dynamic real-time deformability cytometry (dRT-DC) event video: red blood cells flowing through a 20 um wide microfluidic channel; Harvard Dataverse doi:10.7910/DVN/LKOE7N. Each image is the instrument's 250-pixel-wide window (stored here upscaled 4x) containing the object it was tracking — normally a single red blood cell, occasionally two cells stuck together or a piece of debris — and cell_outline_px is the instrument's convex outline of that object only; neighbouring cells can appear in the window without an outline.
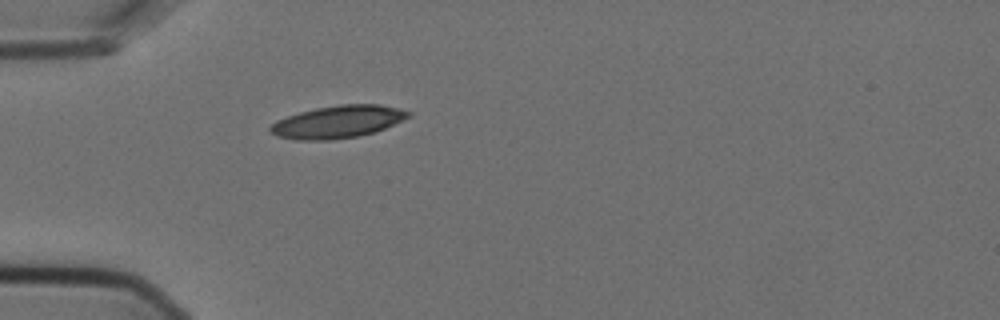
{"species": "Egyptian fruit bat (a non-hibernating species)", "species_latin": "Rousettus aegyptiacus", "temperature_condition": "cold", "stored_images_in_passage": 1, "camera_frame_rate_fps": 3000, "um_per_image_px": 0.085, "animal": {"sex": "female"}, "frame": {"image": 1, "passage_image": 1, "time_ms": 0.0, "image_size_px": [1000, 320], "cell_outline_px": [[412, 112], [408, 116], [384, 128], [372, 132], [356, 136], [328, 140], [296, 140], [276, 136], [268, 132], [268, 128], [276, 120], [300, 112], [316, 108], [340, 104], [380, 104]], "centroid_in_image_um": [28.63, 10.35], "position_along_channel_um": 56.4, "area_um2": 25.78}}